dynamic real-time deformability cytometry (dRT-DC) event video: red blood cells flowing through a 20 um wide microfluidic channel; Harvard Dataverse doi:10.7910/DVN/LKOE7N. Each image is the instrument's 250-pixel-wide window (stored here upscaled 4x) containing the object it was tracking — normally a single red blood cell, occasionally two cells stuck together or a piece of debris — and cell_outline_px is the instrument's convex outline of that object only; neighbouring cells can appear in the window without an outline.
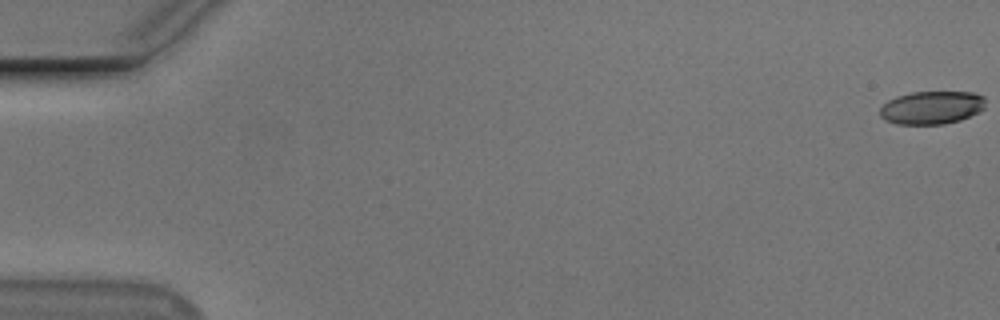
{"species": "Egyptian fruit bat (a non-hibernating species)", "species_latin": "Rousettus aegyptiacus", "temperature_condition": "cold", "stored_images_in_passage": 27, "camera_frame_rate_fps": 3000, "um_per_image_px": 0.085, "animal": {"sex": "male"}, "frame": {"image": 1, "passage_image": 1, "time_ms": 0.0, "image_size_px": [1000, 320], "cell_outline_px": [[984, 108], [980, 112], [960, 120], [944, 124], [896, 124], [884, 120], [880, 116], [880, 108], [888, 100], [896, 96], [912, 92], [976, 92], [984, 96]], "centroid_in_image_um": [79.2, 9.14], "position_along_channel_um": 5.8, "area_um2": 20.52}}
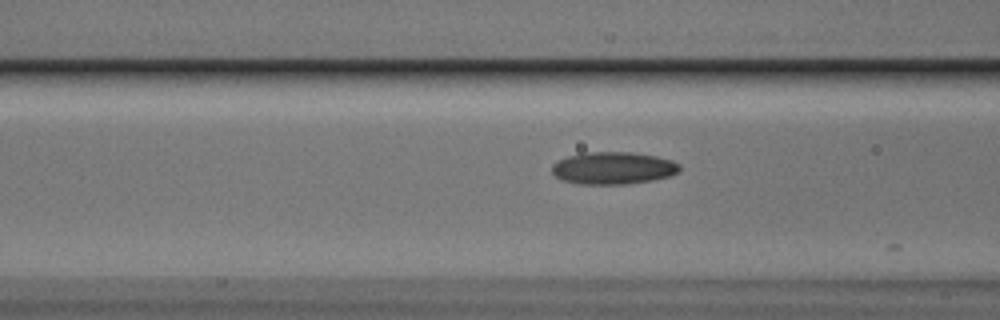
{"frame": {"image": 2, "passage_image": 23, "time_ms": 7.333, "image_size_px": [1000, 320], "cell_outline_px": [[680, 172], [668, 176], [652, 180], [628, 184], [580, 184], [560, 180], [552, 172], [552, 164], [556, 160], [568, 156], [584, 152], [632, 152], [656, 156], [672, 160], [680, 164]], "centroid_in_image_um": [52.11, 14.28], "position_along_channel_um": 114.5, "area_um2": 24.28}}
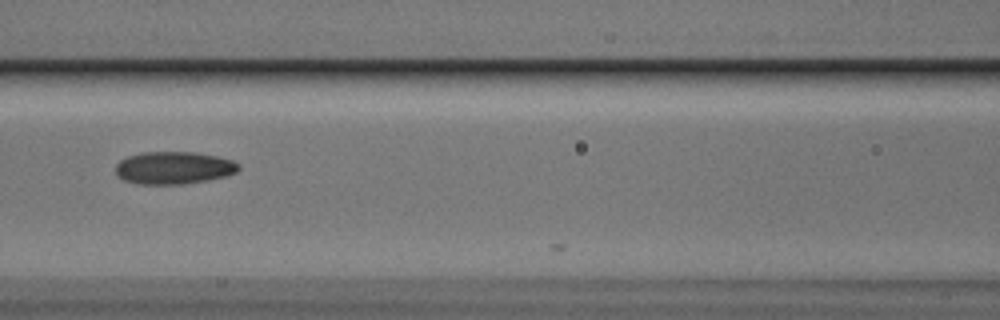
{"frame": {"image": 3, "passage_image": 26, "time_ms": 8.333, "image_size_px": [1000, 320], "cell_outline_px": [[240, 168], [236, 172], [224, 176], [208, 180], [184, 184], [136, 184], [124, 180], [116, 172], [116, 164], [120, 160], [128, 156], [144, 152], [196, 152], [216, 156], [232, 160], [240, 164]], "centroid_in_image_um": [14.78, 14.26], "position_along_channel_um": 151.8, "area_um2": 23.29}}